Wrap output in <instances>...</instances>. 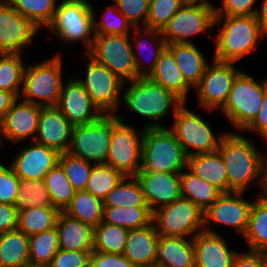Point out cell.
Returning <instances> with one entry per match:
<instances>
[{"label":"cell","mask_w":267,"mask_h":267,"mask_svg":"<svg viewBox=\"0 0 267 267\" xmlns=\"http://www.w3.org/2000/svg\"><path fill=\"white\" fill-rule=\"evenodd\" d=\"M252 141L233 131L225 132L220 141L217 150L225 164L228 192H244L252 182H256L265 193L267 155Z\"/></svg>","instance_id":"cell-1"},{"label":"cell","mask_w":267,"mask_h":267,"mask_svg":"<svg viewBox=\"0 0 267 267\" xmlns=\"http://www.w3.org/2000/svg\"><path fill=\"white\" fill-rule=\"evenodd\" d=\"M220 23L222 27L215 34L217 39L213 57L220 62L236 63L256 50L259 41L267 37L255 15L215 16L214 26H219Z\"/></svg>","instance_id":"cell-2"},{"label":"cell","mask_w":267,"mask_h":267,"mask_svg":"<svg viewBox=\"0 0 267 267\" xmlns=\"http://www.w3.org/2000/svg\"><path fill=\"white\" fill-rule=\"evenodd\" d=\"M130 83L132 85L125 89L121 99L126 109L150 120L151 123L144 124V129L166 128L160 121L170 115L171 107L175 114L183 102L149 77H139Z\"/></svg>","instance_id":"cell-3"},{"label":"cell","mask_w":267,"mask_h":267,"mask_svg":"<svg viewBox=\"0 0 267 267\" xmlns=\"http://www.w3.org/2000/svg\"><path fill=\"white\" fill-rule=\"evenodd\" d=\"M187 159L181 143L169 127L144 130L142 170L157 173H181L187 168Z\"/></svg>","instance_id":"cell-4"},{"label":"cell","mask_w":267,"mask_h":267,"mask_svg":"<svg viewBox=\"0 0 267 267\" xmlns=\"http://www.w3.org/2000/svg\"><path fill=\"white\" fill-rule=\"evenodd\" d=\"M61 54L26 65L19 99L41 107L56 106L63 86Z\"/></svg>","instance_id":"cell-5"},{"label":"cell","mask_w":267,"mask_h":267,"mask_svg":"<svg viewBox=\"0 0 267 267\" xmlns=\"http://www.w3.org/2000/svg\"><path fill=\"white\" fill-rule=\"evenodd\" d=\"M92 4L88 0H62L57 4L55 15L49 28L65 43L81 42L91 49L94 32Z\"/></svg>","instance_id":"cell-6"},{"label":"cell","mask_w":267,"mask_h":267,"mask_svg":"<svg viewBox=\"0 0 267 267\" xmlns=\"http://www.w3.org/2000/svg\"><path fill=\"white\" fill-rule=\"evenodd\" d=\"M261 82L242 70L234 79L221 111L237 130L244 131L257 117L267 90V79Z\"/></svg>","instance_id":"cell-7"},{"label":"cell","mask_w":267,"mask_h":267,"mask_svg":"<svg viewBox=\"0 0 267 267\" xmlns=\"http://www.w3.org/2000/svg\"><path fill=\"white\" fill-rule=\"evenodd\" d=\"M215 6L208 0H187L161 30L166 44L192 43L197 34L215 27Z\"/></svg>","instance_id":"cell-8"},{"label":"cell","mask_w":267,"mask_h":267,"mask_svg":"<svg viewBox=\"0 0 267 267\" xmlns=\"http://www.w3.org/2000/svg\"><path fill=\"white\" fill-rule=\"evenodd\" d=\"M124 120L122 116L112 115V137L106 164L124 176H135L141 169L145 129L142 127L138 133L133 125L126 124Z\"/></svg>","instance_id":"cell-9"},{"label":"cell","mask_w":267,"mask_h":267,"mask_svg":"<svg viewBox=\"0 0 267 267\" xmlns=\"http://www.w3.org/2000/svg\"><path fill=\"white\" fill-rule=\"evenodd\" d=\"M185 104L177 108L173 116V125L169 130L181 143L187 157L217 151L225 133L215 136L210 123L196 112L187 109Z\"/></svg>","instance_id":"cell-10"},{"label":"cell","mask_w":267,"mask_h":267,"mask_svg":"<svg viewBox=\"0 0 267 267\" xmlns=\"http://www.w3.org/2000/svg\"><path fill=\"white\" fill-rule=\"evenodd\" d=\"M152 221L159 236L193 238L204 231V210L180 197L154 211Z\"/></svg>","instance_id":"cell-11"},{"label":"cell","mask_w":267,"mask_h":267,"mask_svg":"<svg viewBox=\"0 0 267 267\" xmlns=\"http://www.w3.org/2000/svg\"><path fill=\"white\" fill-rule=\"evenodd\" d=\"M130 36L95 34L92 47L85 54L107 67L124 83H128V80L140 77L137 74Z\"/></svg>","instance_id":"cell-12"},{"label":"cell","mask_w":267,"mask_h":267,"mask_svg":"<svg viewBox=\"0 0 267 267\" xmlns=\"http://www.w3.org/2000/svg\"><path fill=\"white\" fill-rule=\"evenodd\" d=\"M111 137L112 115H103L93 123L73 128L68 153L94 165L106 164Z\"/></svg>","instance_id":"cell-13"},{"label":"cell","mask_w":267,"mask_h":267,"mask_svg":"<svg viewBox=\"0 0 267 267\" xmlns=\"http://www.w3.org/2000/svg\"><path fill=\"white\" fill-rule=\"evenodd\" d=\"M88 59L85 80L76 78L104 115H117L124 81L90 56Z\"/></svg>","instance_id":"cell-14"},{"label":"cell","mask_w":267,"mask_h":267,"mask_svg":"<svg viewBox=\"0 0 267 267\" xmlns=\"http://www.w3.org/2000/svg\"><path fill=\"white\" fill-rule=\"evenodd\" d=\"M208 64L199 84L194 88L199 98V105L208 112L221 109L227 101L232 84L241 72L234 67V62L212 60Z\"/></svg>","instance_id":"cell-15"},{"label":"cell","mask_w":267,"mask_h":267,"mask_svg":"<svg viewBox=\"0 0 267 267\" xmlns=\"http://www.w3.org/2000/svg\"><path fill=\"white\" fill-rule=\"evenodd\" d=\"M244 192L222 193L211 206L204 211V231L216 234L209 226L211 222L231 226L243 235L246 232L249 213L253 202L242 198Z\"/></svg>","instance_id":"cell-16"},{"label":"cell","mask_w":267,"mask_h":267,"mask_svg":"<svg viewBox=\"0 0 267 267\" xmlns=\"http://www.w3.org/2000/svg\"><path fill=\"white\" fill-rule=\"evenodd\" d=\"M40 29L20 15L7 0H0V53L22 54Z\"/></svg>","instance_id":"cell-17"},{"label":"cell","mask_w":267,"mask_h":267,"mask_svg":"<svg viewBox=\"0 0 267 267\" xmlns=\"http://www.w3.org/2000/svg\"><path fill=\"white\" fill-rule=\"evenodd\" d=\"M56 107L74 127L93 123L104 115L76 77L63 83Z\"/></svg>","instance_id":"cell-18"},{"label":"cell","mask_w":267,"mask_h":267,"mask_svg":"<svg viewBox=\"0 0 267 267\" xmlns=\"http://www.w3.org/2000/svg\"><path fill=\"white\" fill-rule=\"evenodd\" d=\"M9 164L20 179L44 180L45 175L59 163L60 153L32 141Z\"/></svg>","instance_id":"cell-19"},{"label":"cell","mask_w":267,"mask_h":267,"mask_svg":"<svg viewBox=\"0 0 267 267\" xmlns=\"http://www.w3.org/2000/svg\"><path fill=\"white\" fill-rule=\"evenodd\" d=\"M135 176L152 213L181 197L180 173H157L140 169Z\"/></svg>","instance_id":"cell-20"},{"label":"cell","mask_w":267,"mask_h":267,"mask_svg":"<svg viewBox=\"0 0 267 267\" xmlns=\"http://www.w3.org/2000/svg\"><path fill=\"white\" fill-rule=\"evenodd\" d=\"M74 126L56 106L42 107L34 142L55 149L59 153L68 152Z\"/></svg>","instance_id":"cell-21"},{"label":"cell","mask_w":267,"mask_h":267,"mask_svg":"<svg viewBox=\"0 0 267 267\" xmlns=\"http://www.w3.org/2000/svg\"><path fill=\"white\" fill-rule=\"evenodd\" d=\"M18 101L19 99L0 122L1 138H6L13 144L26 140L29 136H32L31 138L34 140L42 108L22 100Z\"/></svg>","instance_id":"cell-22"},{"label":"cell","mask_w":267,"mask_h":267,"mask_svg":"<svg viewBox=\"0 0 267 267\" xmlns=\"http://www.w3.org/2000/svg\"><path fill=\"white\" fill-rule=\"evenodd\" d=\"M226 238L218 233L202 231L192 238L195 267H232L238 253L229 249Z\"/></svg>","instance_id":"cell-23"},{"label":"cell","mask_w":267,"mask_h":267,"mask_svg":"<svg viewBox=\"0 0 267 267\" xmlns=\"http://www.w3.org/2000/svg\"><path fill=\"white\" fill-rule=\"evenodd\" d=\"M159 234L154 222L129 230L123 255L136 267H148L156 263Z\"/></svg>","instance_id":"cell-24"},{"label":"cell","mask_w":267,"mask_h":267,"mask_svg":"<svg viewBox=\"0 0 267 267\" xmlns=\"http://www.w3.org/2000/svg\"><path fill=\"white\" fill-rule=\"evenodd\" d=\"M56 228L60 249L74 251H93L94 228L60 211Z\"/></svg>","instance_id":"cell-25"},{"label":"cell","mask_w":267,"mask_h":267,"mask_svg":"<svg viewBox=\"0 0 267 267\" xmlns=\"http://www.w3.org/2000/svg\"><path fill=\"white\" fill-rule=\"evenodd\" d=\"M156 264L163 267H195L192 238L159 236Z\"/></svg>","instance_id":"cell-26"},{"label":"cell","mask_w":267,"mask_h":267,"mask_svg":"<svg viewBox=\"0 0 267 267\" xmlns=\"http://www.w3.org/2000/svg\"><path fill=\"white\" fill-rule=\"evenodd\" d=\"M174 56L185 81L193 87L199 84L209 62L202 52L192 43H172L166 47ZM204 55V56H203Z\"/></svg>","instance_id":"cell-27"},{"label":"cell","mask_w":267,"mask_h":267,"mask_svg":"<svg viewBox=\"0 0 267 267\" xmlns=\"http://www.w3.org/2000/svg\"><path fill=\"white\" fill-rule=\"evenodd\" d=\"M147 77L162 85L183 103H186L191 86L185 81L173 54L167 48L160 54L155 69Z\"/></svg>","instance_id":"cell-28"},{"label":"cell","mask_w":267,"mask_h":267,"mask_svg":"<svg viewBox=\"0 0 267 267\" xmlns=\"http://www.w3.org/2000/svg\"><path fill=\"white\" fill-rule=\"evenodd\" d=\"M187 169L217 187L222 193H228L227 172L218 150L188 157Z\"/></svg>","instance_id":"cell-29"},{"label":"cell","mask_w":267,"mask_h":267,"mask_svg":"<svg viewBox=\"0 0 267 267\" xmlns=\"http://www.w3.org/2000/svg\"><path fill=\"white\" fill-rule=\"evenodd\" d=\"M243 239L250 251L267 252V194L261 193L253 200L248 226Z\"/></svg>","instance_id":"cell-30"},{"label":"cell","mask_w":267,"mask_h":267,"mask_svg":"<svg viewBox=\"0 0 267 267\" xmlns=\"http://www.w3.org/2000/svg\"><path fill=\"white\" fill-rule=\"evenodd\" d=\"M28 265L29 236L18 229L0 233V267Z\"/></svg>","instance_id":"cell-31"},{"label":"cell","mask_w":267,"mask_h":267,"mask_svg":"<svg viewBox=\"0 0 267 267\" xmlns=\"http://www.w3.org/2000/svg\"><path fill=\"white\" fill-rule=\"evenodd\" d=\"M134 32H133V38H132V44L135 46L136 45V52L134 51V61H135V65H136V69H137V74L140 76V77H147L148 75H150V73L155 69V66H156V62L158 61L159 59V56L160 54L164 51V49L167 47V44H166V41L165 39L163 38L162 36V33H161V30H157V29H149V28H145V29H140L139 28H134L133 29ZM143 30V31H142ZM140 37V38H138ZM147 37V38H146ZM151 37V38H150ZM143 38V39H142ZM145 38V39H144ZM148 38H150L148 40ZM147 39V40H146ZM151 39H154V40H151ZM135 40V41H134ZM151 41V42H150ZM155 41V42H154ZM136 42V43H134ZM156 45L154 47H156L154 49V47H152L153 44H149V43H152ZM147 46V47H146ZM152 47V48H151ZM148 49L150 50V57H151V61L149 62V66L144 68L143 67V62H141L143 59L139 58L138 55L141 54L142 56L144 54H142L143 50L145 49ZM146 49V50H147ZM154 49V51H153ZM147 50V51H148ZM141 51V52H140ZM144 53V52H143ZM138 54V55H137ZM145 57V56H144ZM149 57V56H148ZM147 57V58H148ZM149 57V58H150ZM146 58V59H147ZM145 60V59H144ZM147 61V60H146ZM147 63V62H146ZM151 63V64H150ZM143 67V68H142ZM141 68L143 69V71L141 70ZM146 69V70H145ZM148 69V70H147Z\"/></svg>","instance_id":"cell-32"},{"label":"cell","mask_w":267,"mask_h":267,"mask_svg":"<svg viewBox=\"0 0 267 267\" xmlns=\"http://www.w3.org/2000/svg\"><path fill=\"white\" fill-rule=\"evenodd\" d=\"M181 197L189 199L202 210H206L222 192L211 183L194 175L186 168L180 173Z\"/></svg>","instance_id":"cell-33"},{"label":"cell","mask_w":267,"mask_h":267,"mask_svg":"<svg viewBox=\"0 0 267 267\" xmlns=\"http://www.w3.org/2000/svg\"><path fill=\"white\" fill-rule=\"evenodd\" d=\"M64 212L95 228L103 221L104 201L86 190L75 191Z\"/></svg>","instance_id":"cell-34"},{"label":"cell","mask_w":267,"mask_h":267,"mask_svg":"<svg viewBox=\"0 0 267 267\" xmlns=\"http://www.w3.org/2000/svg\"><path fill=\"white\" fill-rule=\"evenodd\" d=\"M60 210L54 206H35L18 211L17 229L27 236L41 233L56 227Z\"/></svg>","instance_id":"cell-35"},{"label":"cell","mask_w":267,"mask_h":267,"mask_svg":"<svg viewBox=\"0 0 267 267\" xmlns=\"http://www.w3.org/2000/svg\"><path fill=\"white\" fill-rule=\"evenodd\" d=\"M104 206L126 208L148 207V204L136 176H124L114 189L109 192L104 200Z\"/></svg>","instance_id":"cell-36"},{"label":"cell","mask_w":267,"mask_h":267,"mask_svg":"<svg viewBox=\"0 0 267 267\" xmlns=\"http://www.w3.org/2000/svg\"><path fill=\"white\" fill-rule=\"evenodd\" d=\"M153 213L149 207L104 206L103 221L128 230L141 228L152 222Z\"/></svg>","instance_id":"cell-37"},{"label":"cell","mask_w":267,"mask_h":267,"mask_svg":"<svg viewBox=\"0 0 267 267\" xmlns=\"http://www.w3.org/2000/svg\"><path fill=\"white\" fill-rule=\"evenodd\" d=\"M60 250L57 228L29 236V264L47 267Z\"/></svg>","instance_id":"cell-38"},{"label":"cell","mask_w":267,"mask_h":267,"mask_svg":"<svg viewBox=\"0 0 267 267\" xmlns=\"http://www.w3.org/2000/svg\"><path fill=\"white\" fill-rule=\"evenodd\" d=\"M23 17L29 19L41 30L53 21L57 0H7Z\"/></svg>","instance_id":"cell-39"},{"label":"cell","mask_w":267,"mask_h":267,"mask_svg":"<svg viewBox=\"0 0 267 267\" xmlns=\"http://www.w3.org/2000/svg\"><path fill=\"white\" fill-rule=\"evenodd\" d=\"M44 183L53 206L64 211L73 199L75 190L59 163L45 175Z\"/></svg>","instance_id":"cell-40"},{"label":"cell","mask_w":267,"mask_h":267,"mask_svg":"<svg viewBox=\"0 0 267 267\" xmlns=\"http://www.w3.org/2000/svg\"><path fill=\"white\" fill-rule=\"evenodd\" d=\"M129 230L102 221L94 228L93 250L123 254Z\"/></svg>","instance_id":"cell-41"},{"label":"cell","mask_w":267,"mask_h":267,"mask_svg":"<svg viewBox=\"0 0 267 267\" xmlns=\"http://www.w3.org/2000/svg\"><path fill=\"white\" fill-rule=\"evenodd\" d=\"M24 62L21 54L0 53V90L21 95Z\"/></svg>","instance_id":"cell-42"},{"label":"cell","mask_w":267,"mask_h":267,"mask_svg":"<svg viewBox=\"0 0 267 267\" xmlns=\"http://www.w3.org/2000/svg\"><path fill=\"white\" fill-rule=\"evenodd\" d=\"M123 177L119 170H115L110 165H93L85 190L104 201Z\"/></svg>","instance_id":"cell-43"},{"label":"cell","mask_w":267,"mask_h":267,"mask_svg":"<svg viewBox=\"0 0 267 267\" xmlns=\"http://www.w3.org/2000/svg\"><path fill=\"white\" fill-rule=\"evenodd\" d=\"M18 190L14 203L18 210L31 209L35 206H53L44 180L20 179Z\"/></svg>","instance_id":"cell-44"},{"label":"cell","mask_w":267,"mask_h":267,"mask_svg":"<svg viewBox=\"0 0 267 267\" xmlns=\"http://www.w3.org/2000/svg\"><path fill=\"white\" fill-rule=\"evenodd\" d=\"M59 164L64 169L65 174L75 191L86 189L93 164L82 158L75 157L68 152L60 153Z\"/></svg>","instance_id":"cell-45"},{"label":"cell","mask_w":267,"mask_h":267,"mask_svg":"<svg viewBox=\"0 0 267 267\" xmlns=\"http://www.w3.org/2000/svg\"><path fill=\"white\" fill-rule=\"evenodd\" d=\"M114 5V6H113ZM108 6L104 12L102 20L97 21L95 9L92 5L94 17V32L95 34L105 35H130V29H134L131 23L119 12L116 4Z\"/></svg>","instance_id":"cell-46"},{"label":"cell","mask_w":267,"mask_h":267,"mask_svg":"<svg viewBox=\"0 0 267 267\" xmlns=\"http://www.w3.org/2000/svg\"><path fill=\"white\" fill-rule=\"evenodd\" d=\"M187 0H150L145 28L162 30Z\"/></svg>","instance_id":"cell-47"},{"label":"cell","mask_w":267,"mask_h":267,"mask_svg":"<svg viewBox=\"0 0 267 267\" xmlns=\"http://www.w3.org/2000/svg\"><path fill=\"white\" fill-rule=\"evenodd\" d=\"M119 12L134 28H145L149 13L150 0H112ZM142 25H141V24Z\"/></svg>","instance_id":"cell-48"},{"label":"cell","mask_w":267,"mask_h":267,"mask_svg":"<svg viewBox=\"0 0 267 267\" xmlns=\"http://www.w3.org/2000/svg\"><path fill=\"white\" fill-rule=\"evenodd\" d=\"M20 178L10 165L0 163V203L13 204L18 194Z\"/></svg>","instance_id":"cell-49"},{"label":"cell","mask_w":267,"mask_h":267,"mask_svg":"<svg viewBox=\"0 0 267 267\" xmlns=\"http://www.w3.org/2000/svg\"><path fill=\"white\" fill-rule=\"evenodd\" d=\"M91 253L60 249L47 267H90Z\"/></svg>","instance_id":"cell-50"},{"label":"cell","mask_w":267,"mask_h":267,"mask_svg":"<svg viewBox=\"0 0 267 267\" xmlns=\"http://www.w3.org/2000/svg\"><path fill=\"white\" fill-rule=\"evenodd\" d=\"M257 0H221L222 7H215V16H252L256 15ZM254 6V8H253Z\"/></svg>","instance_id":"cell-51"},{"label":"cell","mask_w":267,"mask_h":267,"mask_svg":"<svg viewBox=\"0 0 267 267\" xmlns=\"http://www.w3.org/2000/svg\"><path fill=\"white\" fill-rule=\"evenodd\" d=\"M90 267H136L123 254L105 253L93 250Z\"/></svg>","instance_id":"cell-52"},{"label":"cell","mask_w":267,"mask_h":267,"mask_svg":"<svg viewBox=\"0 0 267 267\" xmlns=\"http://www.w3.org/2000/svg\"><path fill=\"white\" fill-rule=\"evenodd\" d=\"M232 267H267V255L265 252L247 251L237 253Z\"/></svg>","instance_id":"cell-53"},{"label":"cell","mask_w":267,"mask_h":267,"mask_svg":"<svg viewBox=\"0 0 267 267\" xmlns=\"http://www.w3.org/2000/svg\"><path fill=\"white\" fill-rule=\"evenodd\" d=\"M18 211L13 204L0 203V233L17 229Z\"/></svg>","instance_id":"cell-54"},{"label":"cell","mask_w":267,"mask_h":267,"mask_svg":"<svg viewBox=\"0 0 267 267\" xmlns=\"http://www.w3.org/2000/svg\"><path fill=\"white\" fill-rule=\"evenodd\" d=\"M250 132H258L267 143V90L265 91L262 105L255 120L245 129Z\"/></svg>","instance_id":"cell-55"},{"label":"cell","mask_w":267,"mask_h":267,"mask_svg":"<svg viewBox=\"0 0 267 267\" xmlns=\"http://www.w3.org/2000/svg\"><path fill=\"white\" fill-rule=\"evenodd\" d=\"M18 99L14 93L0 90V122Z\"/></svg>","instance_id":"cell-56"},{"label":"cell","mask_w":267,"mask_h":267,"mask_svg":"<svg viewBox=\"0 0 267 267\" xmlns=\"http://www.w3.org/2000/svg\"><path fill=\"white\" fill-rule=\"evenodd\" d=\"M256 19L262 30L267 34V0H263L259 10L256 11Z\"/></svg>","instance_id":"cell-57"},{"label":"cell","mask_w":267,"mask_h":267,"mask_svg":"<svg viewBox=\"0 0 267 267\" xmlns=\"http://www.w3.org/2000/svg\"><path fill=\"white\" fill-rule=\"evenodd\" d=\"M148 267H163V266H160V265H158V264H152V265H150V266H148Z\"/></svg>","instance_id":"cell-58"},{"label":"cell","mask_w":267,"mask_h":267,"mask_svg":"<svg viewBox=\"0 0 267 267\" xmlns=\"http://www.w3.org/2000/svg\"><path fill=\"white\" fill-rule=\"evenodd\" d=\"M265 193L267 194V169H266V189H265Z\"/></svg>","instance_id":"cell-59"},{"label":"cell","mask_w":267,"mask_h":267,"mask_svg":"<svg viewBox=\"0 0 267 267\" xmlns=\"http://www.w3.org/2000/svg\"><path fill=\"white\" fill-rule=\"evenodd\" d=\"M2 140L3 139L1 138V132H0V147H2V143H3Z\"/></svg>","instance_id":"cell-60"}]
</instances>
